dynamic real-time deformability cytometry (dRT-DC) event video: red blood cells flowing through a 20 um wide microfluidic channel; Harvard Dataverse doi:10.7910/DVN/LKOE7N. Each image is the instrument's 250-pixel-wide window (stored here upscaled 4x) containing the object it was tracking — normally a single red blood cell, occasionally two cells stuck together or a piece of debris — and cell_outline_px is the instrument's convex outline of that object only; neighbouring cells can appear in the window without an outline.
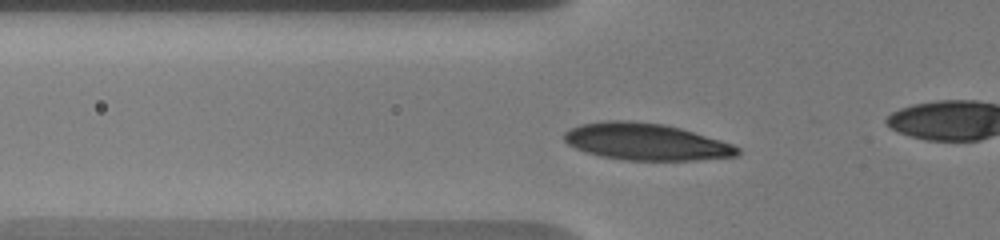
{"species": "human", "species_latin": "Homo sapiens", "temperature_condition": "warm", "stored_images_in_passage": 48, "camera_frame_rate_fps": 3000, "um_per_image_px": 0.085, "donor": {"sex": "male"}, "frame": {"image": 1, "passage_image": 12, "time_ms": 3.667, "image_size_px": [1000, 240], "cell_outline_px": [[740, 152], [736, 156], [696, 160], [624, 160], [600, 156], [576, 148], [568, 144], [564, 140], [564, 132], [580, 124], [608, 120], [632, 120], [664, 124], [680, 128], [720, 140], [732, 144], [740, 148]], "centroid_in_image_um": [54.9, 12.04], "position_along_channel_um": 70.9, "area_um2": 37.11}}
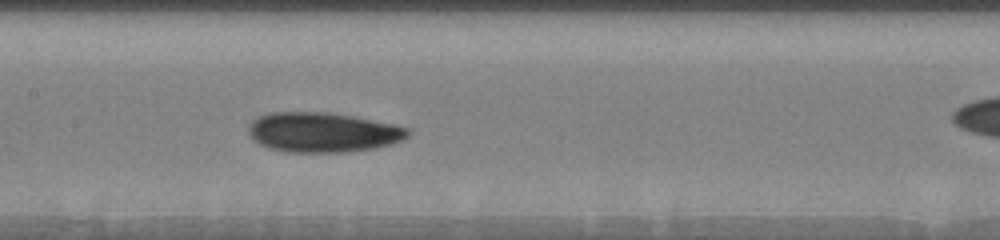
{"frame": {"image": 2, "passage_image": 21, "time_ms": 6.667, "image_size_px": [1000, 240], "cell_outline_px": [[412, 132], [404, 140], [392, 144], [376, 148], [348, 152], [288, 152], [268, 148], [260, 144], [248, 132], [248, 124], [252, 120], [260, 116], [272, 112], [328, 112], [352, 116], [396, 124], [408, 128]], "centroid_in_image_um": [27.49, 11.25], "position_along_channel_um": 179.9, "area_um2": 37.22}}
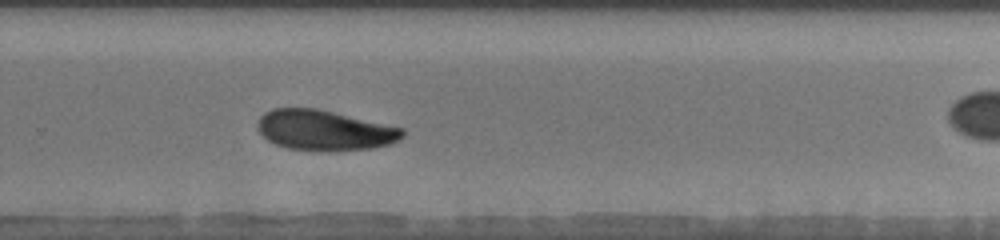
{"frame": {"image": 3, "passage_image": 31, "time_ms": 10.0, "image_size_px": [1000, 240], "cell_outline_px": [[404, 136], [400, 140], [388, 144], [372, 148], [332, 152], [288, 148], [276, 144], [268, 140], [256, 128], [256, 124], [260, 116], [264, 112], [272, 108], [316, 108], [404, 128]], "centroid_in_image_um": [27.57, 11.08], "position_along_channel_um": 302.2, "area_um2": 34.22}, "authors_computed_cell_mechanics": {"area_um2": 34.2176, "velocity_mm_per_s": 3.6797, "shape_relaxation_time_tau1_ms": 3.3031, "shape_relaxation_time_tau2_ms": null, "deformation_change_tau1": 0.0962, "deformation_change_tau2": null}}